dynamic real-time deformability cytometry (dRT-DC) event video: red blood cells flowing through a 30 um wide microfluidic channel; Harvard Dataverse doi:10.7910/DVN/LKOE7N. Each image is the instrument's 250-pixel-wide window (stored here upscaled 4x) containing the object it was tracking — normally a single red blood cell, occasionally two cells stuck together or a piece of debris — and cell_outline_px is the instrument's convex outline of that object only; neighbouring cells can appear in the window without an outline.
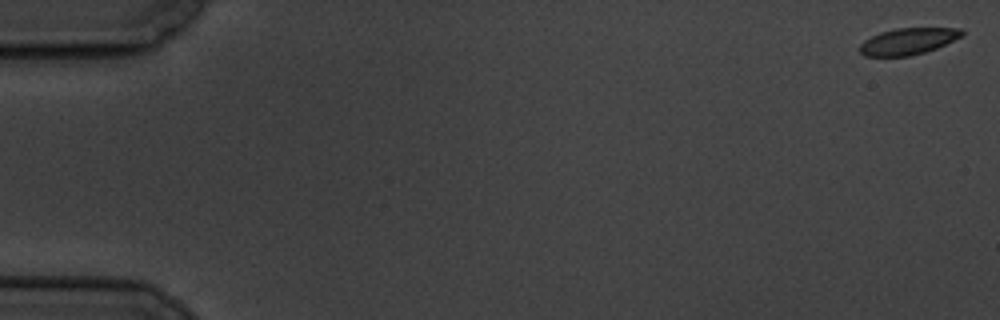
{"species": "common noctule bat (a hibernating species)", "species_latin": "Nyctalus noctula", "temperature_condition": "cold", "stored_images_in_passage": 5, "camera_frame_rate_fps": 3000, "um_per_image_px": 0.085, "animal": {"sex": "male", "body_mass_g": 19.5, "forearm_length_mm": 54.6}, "frame": {"image": 1, "passage_image": 1, "time_ms": 0.0, "image_size_px": [1000, 320], "cell_outline_px": [[964, 32], [960, 36], [936, 48], [924, 52], [908, 56], [864, 56], [860, 52], [860, 44], [864, 40], [880, 32], [896, 28], [960, 28]], "centroid_in_image_um": [77.14, 3.51], "position_along_channel_um": 7.9, "area_um2": 15.55}}
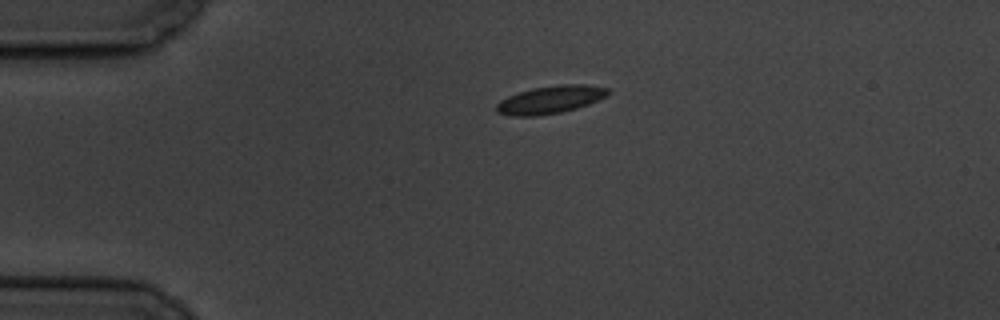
{"frame": {"image": 2, "passage_image": 4, "time_ms": 4.333, "image_size_px": [1000, 320], "cell_outline_px": [[612, 92], [588, 104], [576, 108], [560, 112], [536, 116], [512, 116], [496, 112], [496, 104], [500, 100], [508, 96], [532, 88], [560, 84], [588, 84], [608, 88]], "centroid_in_image_um": [46.77, 8.46], "position_along_channel_um": 38.2, "area_um2": 17.98}}